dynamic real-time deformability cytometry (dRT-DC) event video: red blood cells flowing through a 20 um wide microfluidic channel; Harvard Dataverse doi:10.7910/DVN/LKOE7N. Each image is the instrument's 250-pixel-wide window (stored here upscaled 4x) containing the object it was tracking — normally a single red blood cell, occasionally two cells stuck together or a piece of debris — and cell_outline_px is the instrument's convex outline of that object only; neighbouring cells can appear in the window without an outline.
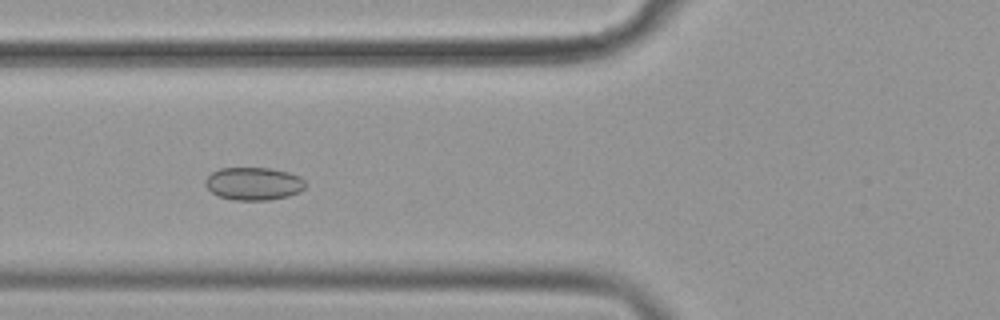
{"species": "common noctule bat (a hibernating species)", "species_latin": "Nyctalus noctula", "temperature_condition": "cold", "stored_images_in_passage": 41, "camera_frame_rate_fps": 3000, "um_per_image_px": 0.085, "animal": {"sex": "female", "body_mass_g": 19.9}, "frame": {"image": 1, "passage_image": 6, "time_ms": 1.667, "image_size_px": [1000, 320], "cell_outline_px": [[304, 188], [300, 192], [288, 196], [268, 200], [232, 200], [216, 196], [204, 184], [204, 180], [212, 172], [220, 168], [268, 168], [288, 172], [300, 176], [304, 180]], "centroid_in_image_um": [21.53, 15.62], "position_along_channel_um": 104.3, "area_um2": 19.25}}
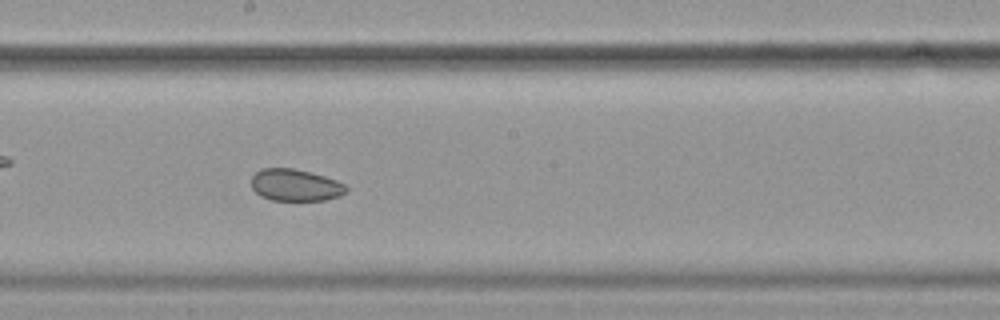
{"frame": {"image": 2, "passage_image": 16, "time_ms": 5.0, "image_size_px": [1000, 320], "cell_outline_px": [[348, 188], [340, 196], [324, 200], [272, 200], [260, 196], [252, 188], [252, 176], [260, 168], [292, 168], [324, 176], [336, 180], [344, 184]], "centroid_in_image_um": [25.08, 15.73], "position_along_channel_um": 223.1, "area_um2": 17.51}}
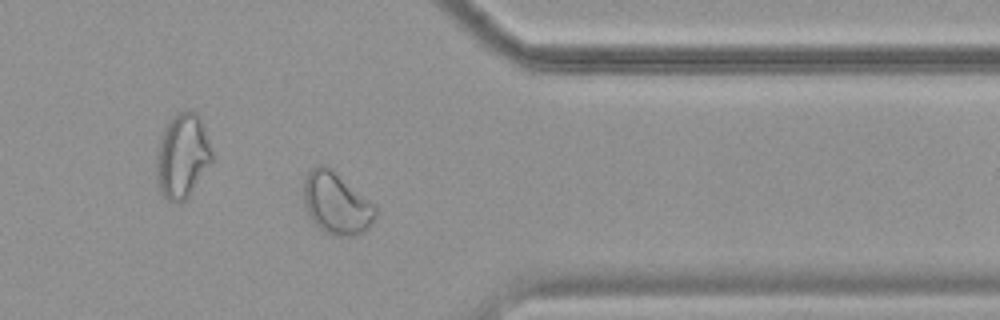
{"frame": {"image": 3, "passage_image": 30, "time_ms": 9.667, "image_size_px": [1000, 320], "cell_outline_px": [[376, 216], [372, 224], [360, 236], [332, 236], [324, 232], [308, 216], [304, 204], [304, 176], [312, 168], [320, 164], [324, 164], [332, 168], [376, 204]], "centroid_in_image_um": [28.62, 17.29], "position_along_channel_um": 382.8, "area_um2": 26.53}}